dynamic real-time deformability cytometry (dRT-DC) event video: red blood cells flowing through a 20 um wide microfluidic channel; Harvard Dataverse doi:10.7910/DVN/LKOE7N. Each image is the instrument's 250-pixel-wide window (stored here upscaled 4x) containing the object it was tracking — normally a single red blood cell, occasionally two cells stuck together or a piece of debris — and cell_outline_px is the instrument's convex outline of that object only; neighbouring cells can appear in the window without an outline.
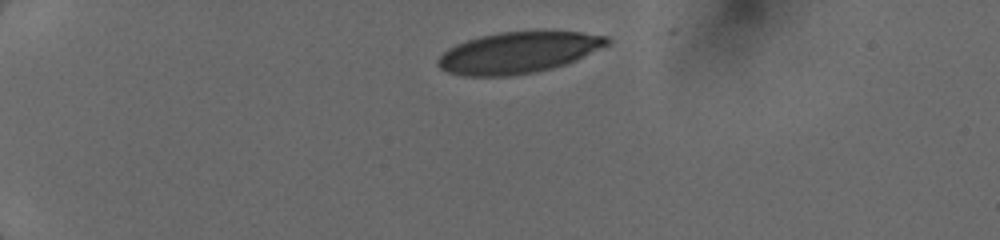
{"species": "human", "species_latin": "Homo sapiens", "temperature_condition": "cold", "stored_images_in_passage": 17, "camera_frame_rate_fps": 3000, "um_per_image_px": 0.085, "donor": {"sex": "female"}, "frame": {"image": 1, "passage_image": 1, "time_ms": 0.0, "image_size_px": [1000, 240], "cell_outline_px": [[612, 44], [576, 60], [552, 68], [532, 72], [508, 76], [464, 76], [448, 72], [440, 68], [436, 64], [436, 60], [448, 48], [456, 44], [480, 36], [500, 32], [536, 28], [580, 32], [608, 36], [612, 40]], "centroid_in_image_um": [44.12, 4.42], "position_along_channel_um": 40.9, "area_um2": 41.73}}
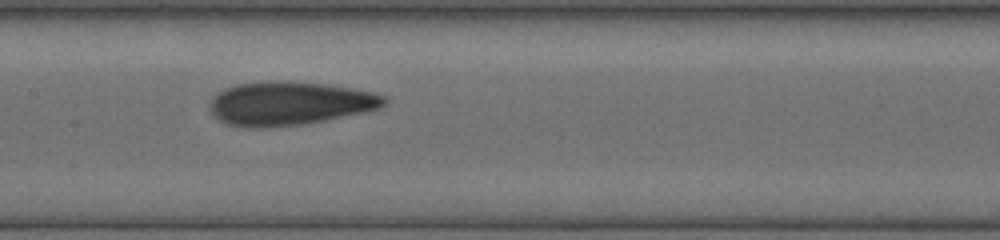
{"frame": {"image": 2, "passage_image": 10, "time_ms": 5.0, "image_size_px": [1000, 240], "cell_outline_px": [[388, 104], [380, 108], [364, 112], [304, 124], [260, 128], [248, 128], [228, 124], [220, 120], [208, 108], [208, 104], [212, 96], [216, 92], [224, 88], [236, 84], [268, 80], [288, 80], [324, 84], [356, 88], [388, 96]], "centroid_in_image_um": [24.61, 8.77], "position_along_channel_um": 182.8, "area_um2": 45.03}}
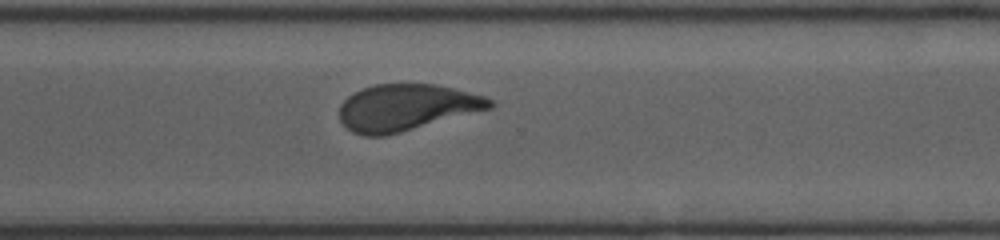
{"frame": {"image": 3, "passage_image": 17, "time_ms": 8.667, "image_size_px": [1000, 240], "cell_outline_px": [[496, 104], [492, 108], [400, 132], [384, 136], [364, 136], [352, 132], [340, 120], [340, 104], [348, 96], [364, 88], [376, 84], [436, 84], [484, 96], [492, 100]], "centroid_in_image_um": [34.54, 9.14], "position_along_channel_um": 336.1, "area_um2": 40.4}}